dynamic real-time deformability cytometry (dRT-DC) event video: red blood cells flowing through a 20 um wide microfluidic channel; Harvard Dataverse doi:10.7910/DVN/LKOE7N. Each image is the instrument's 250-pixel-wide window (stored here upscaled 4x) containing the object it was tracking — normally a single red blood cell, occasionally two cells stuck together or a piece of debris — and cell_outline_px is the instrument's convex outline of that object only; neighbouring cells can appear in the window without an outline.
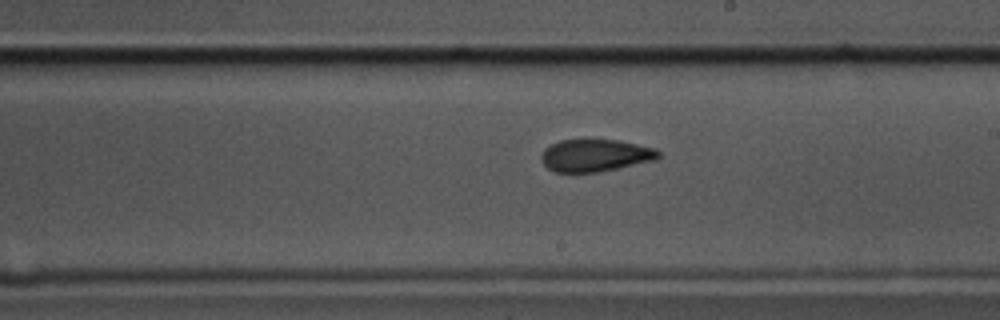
{"species": "common noctule bat (a hibernating species)", "species_latin": "Nyctalus noctula", "temperature_condition": "cold", "stored_images_in_passage": 39, "camera_frame_rate_fps": 3000, "um_per_image_px": 0.085, "animal": {"sex": "male", "body_mass_g": 17.5, "forearm_length_mm": 52.3}, "frame": {"image": 1, "passage_image": 25, "time_ms": 8.0, "image_size_px": [1000, 320], "cell_outline_px": [[660, 156], [656, 160], [596, 172], [552, 172], [540, 160], [540, 156], [544, 148], [560, 140], [588, 136], [616, 140], [656, 148], [660, 152]], "centroid_in_image_um": [50.55, 13.16], "position_along_channel_um": 238.4, "area_um2": 22.77}}
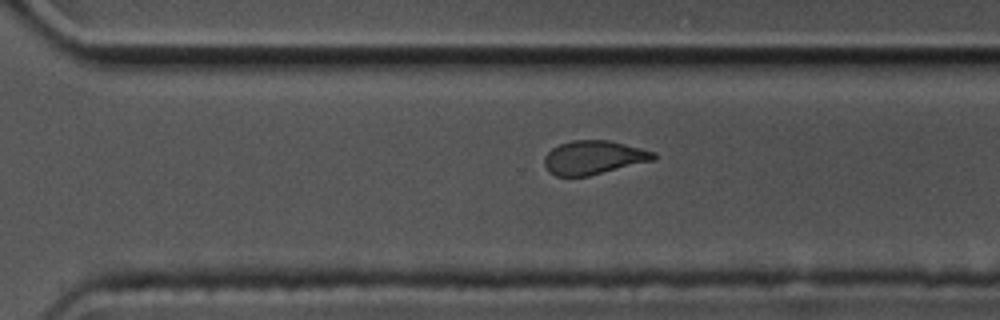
{"frame": {"image": 2, "passage_image": 32, "time_ms": 10.333, "image_size_px": [1000, 320], "cell_outline_px": [[656, 160], [588, 176], [556, 176], [548, 172], [544, 164], [544, 156], [552, 148], [560, 144], [572, 140], [608, 140], [656, 152]], "centroid_in_image_um": [50.46, 13.39], "position_along_channel_um": 320.1, "area_um2": 21.56}}
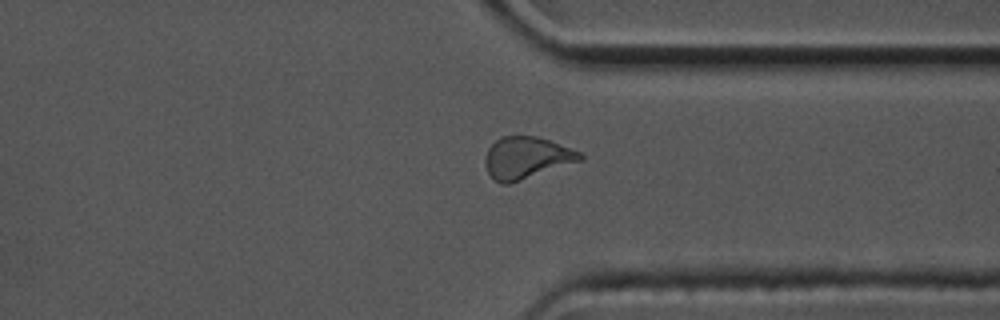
{"frame": {"image": 3, "passage_image": 36, "time_ms": 11.667, "image_size_px": [1000, 320], "cell_outline_px": [[584, 160], [508, 184], [500, 184], [488, 172], [484, 164], [484, 160], [488, 148], [500, 136], [536, 136], [548, 140], [580, 152], [584, 156]], "centroid_in_image_um": [44.75, 13.41], "position_along_channel_um": 366.7, "area_um2": 23.06}}